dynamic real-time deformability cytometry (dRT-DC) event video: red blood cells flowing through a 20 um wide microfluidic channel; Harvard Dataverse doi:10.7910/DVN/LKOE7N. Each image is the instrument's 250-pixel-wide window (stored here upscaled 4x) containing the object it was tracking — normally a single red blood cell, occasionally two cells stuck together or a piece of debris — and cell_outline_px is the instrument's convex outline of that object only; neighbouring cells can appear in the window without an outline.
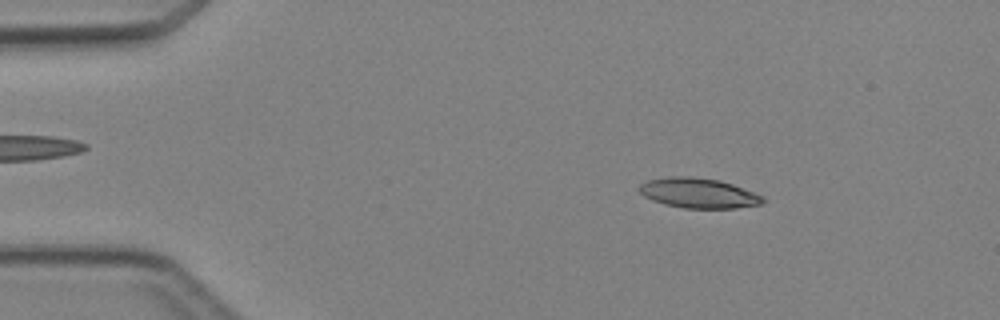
{"species": "Egyptian fruit bat (a non-hibernating species)", "species_latin": "Rousettus aegyptiacus", "temperature_condition": "cold", "stored_images_in_passage": 4, "camera_frame_rate_fps": 3000, "um_per_image_px": 0.085, "animal": {"sex": "female"}, "frame": {"image": 1, "passage_image": 2, "time_ms": 1.0, "image_size_px": [1000, 320], "cell_outline_px": [[764, 200], [760, 204], [736, 208], [684, 208], [664, 204], [652, 200], [644, 196], [640, 192], [640, 184], [648, 180], [668, 176], [688, 176], [720, 180], [732, 184], [764, 196]], "centroid_in_image_um": [59.36, 16.41], "position_along_channel_um": 25.6, "area_um2": 21.5}}
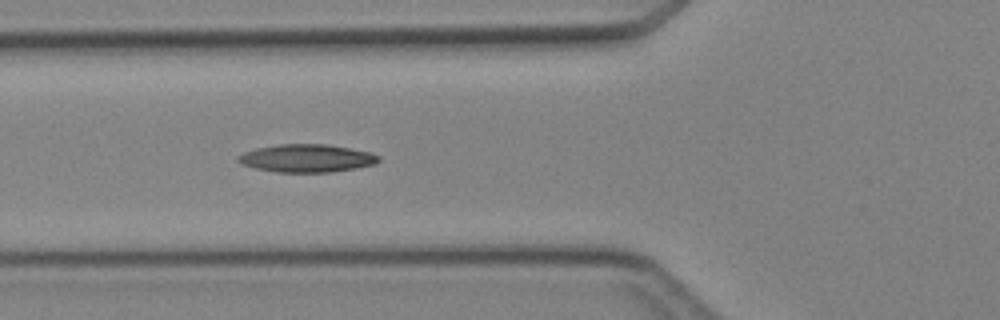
{"frame": {"image": 2, "passage_image": 4, "time_ms": 4.333, "image_size_px": [1000, 320], "cell_outline_px": [[380, 160], [376, 164], [356, 168], [332, 172], [276, 172], [256, 168], [244, 164], [236, 160], [236, 156], [244, 152], [256, 148], [280, 144], [324, 144], [348, 148], [368, 152], [380, 156]], "centroid_in_image_um": [26.07, 13.45], "position_along_channel_um": 99.7, "area_um2": 22.72}}